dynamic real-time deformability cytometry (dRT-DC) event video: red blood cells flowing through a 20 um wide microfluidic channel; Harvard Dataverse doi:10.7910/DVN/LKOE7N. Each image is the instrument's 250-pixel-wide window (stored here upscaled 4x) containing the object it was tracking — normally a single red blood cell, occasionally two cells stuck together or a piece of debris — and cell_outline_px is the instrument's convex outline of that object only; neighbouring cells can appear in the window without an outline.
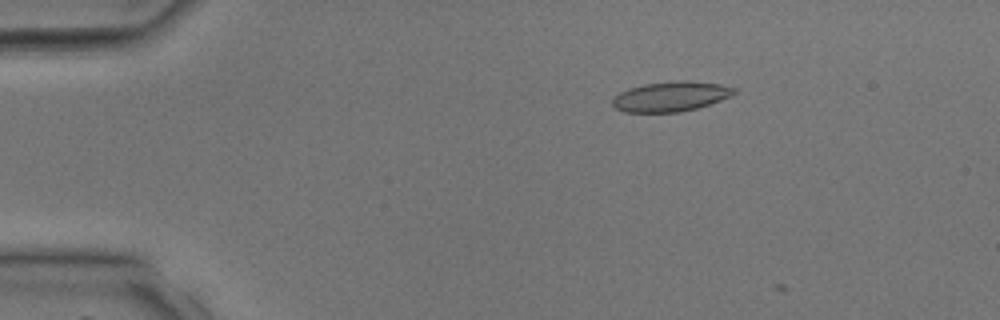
{"species": "common noctule bat (a hibernating species)", "species_latin": "Nyctalus noctula", "temperature_condition": "room temperature", "stored_images_in_passage": 10, "camera_frame_rate_fps": 3000, "um_per_image_px": 0.085, "animal": {"sex": "male", "body_mass_g": 17.9, "forearm_length_mm": 54.2}, "frame": {"image": 1, "passage_image": 7, "time_ms": 2.0, "image_size_px": [1000, 320], "cell_outline_px": [[736, 92], [732, 96], [696, 108], [680, 112], [624, 112], [616, 108], [612, 104], [612, 100], [620, 92], [628, 88], [644, 84], [680, 80], [688, 80], [720, 84], [736, 88]], "centroid_in_image_um": [57.02, 8.19], "position_along_channel_um": 28.0, "area_um2": 21.15}}